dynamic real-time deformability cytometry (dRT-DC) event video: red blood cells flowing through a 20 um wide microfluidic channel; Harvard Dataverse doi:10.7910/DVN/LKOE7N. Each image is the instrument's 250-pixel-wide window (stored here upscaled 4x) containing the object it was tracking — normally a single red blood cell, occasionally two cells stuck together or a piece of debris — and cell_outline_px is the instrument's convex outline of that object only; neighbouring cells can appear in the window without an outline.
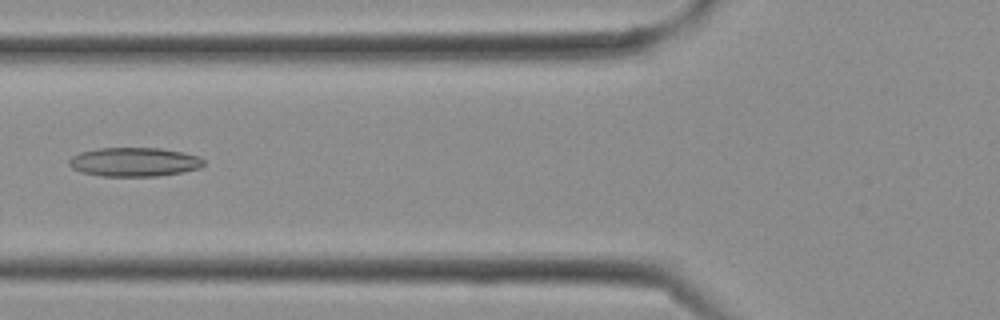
{"species": "Egyptian fruit bat (a non-hibernating species)", "species_latin": "Rousettus aegyptiacus", "temperature_condition": "cold", "stored_images_in_passage": 25, "camera_frame_rate_fps": 3000, "um_per_image_px": 0.085, "frame": {"image": 1, "passage_image": 7, "time_ms": 2.0, "image_size_px": [1000, 320], "cell_outline_px": [[204, 164], [200, 168], [184, 172], [156, 176], [100, 176], [80, 172], [72, 168], [68, 164], [68, 160], [72, 156], [80, 152], [96, 148], [160, 148], [184, 152], [196, 156], [204, 160]], "centroid_in_image_um": [11.38, 13.77], "position_along_channel_um": 114.4, "area_um2": 22.89}}
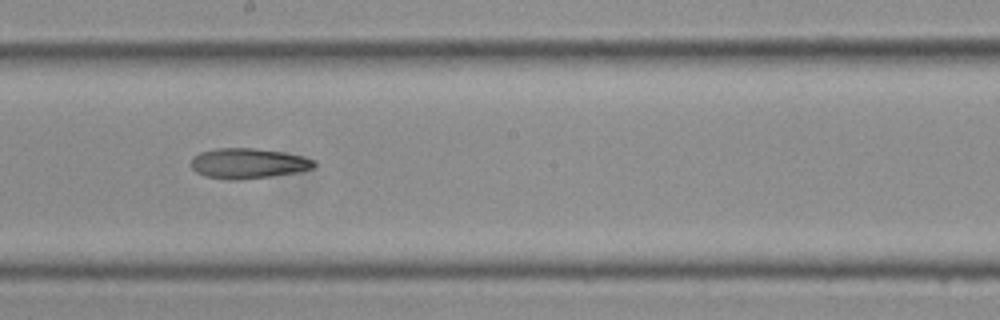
{"frame": {"image": 2, "passage_image": 12, "time_ms": 3.667, "image_size_px": [1000, 320], "cell_outline_px": [[316, 164], [312, 168], [296, 172], [240, 180], [228, 180], [204, 176], [196, 172], [192, 168], [192, 156], [200, 152], [216, 148], [256, 148], [284, 152], [304, 156], [316, 160]], "centroid_in_image_um": [21.08, 13.88], "position_along_channel_um": 227.1, "area_um2": 21.79}}
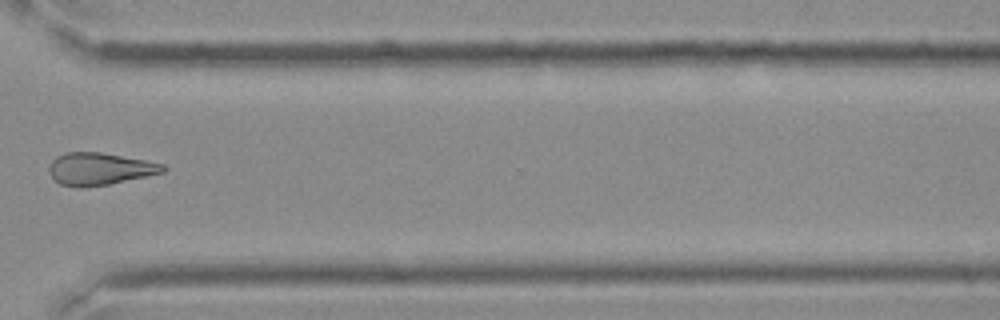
{"frame": {"image": 3, "passage_image": 18, "time_ms": 5.667, "image_size_px": [1000, 320], "cell_outline_px": [[168, 168], [164, 172], [108, 184], [76, 188], [60, 184], [48, 172], [48, 168], [52, 160], [56, 156], [64, 152], [100, 152], [144, 160], [164, 164]], "centroid_in_image_um": [8.44, 14.35], "position_along_channel_um": 362.2, "area_um2": 21.33}}